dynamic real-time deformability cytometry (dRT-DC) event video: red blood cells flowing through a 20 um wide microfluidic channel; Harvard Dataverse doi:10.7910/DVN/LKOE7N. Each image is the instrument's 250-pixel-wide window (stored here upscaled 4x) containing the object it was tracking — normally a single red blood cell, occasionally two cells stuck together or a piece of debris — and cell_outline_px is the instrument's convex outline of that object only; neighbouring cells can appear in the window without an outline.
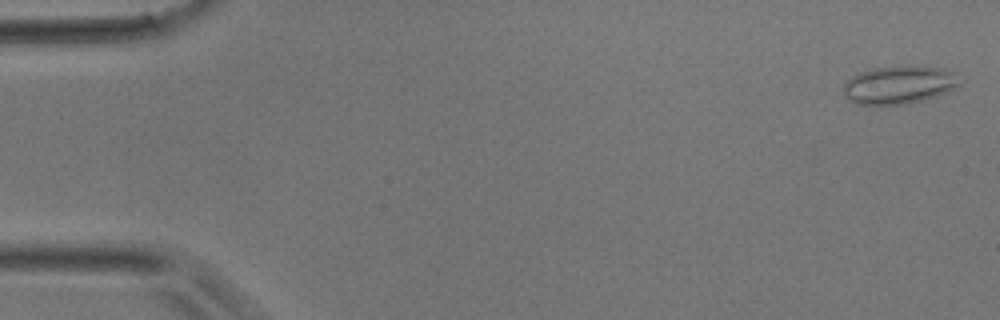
{"species": "common noctule bat (a hibernating species)", "species_latin": "Nyctalus noctula", "temperature_condition": "room temperature", "stored_images_in_passage": 5, "camera_frame_rate_fps": 3000, "um_per_image_px": 0.085, "animal": {"sex": "male", "body_mass_g": 17.9}, "frame": {"image": 1, "passage_image": 1, "time_ms": 0.0, "image_size_px": [1000, 320], "cell_outline_px": [[960, 84], [956, 88], [936, 96], [904, 104], [856, 104], [848, 100], [844, 96], [844, 84], [852, 76], [860, 72], [872, 68], [912, 64], [916, 64], [944, 68], [956, 72]], "centroid_in_image_um": [76.45, 7.17], "position_along_channel_um": 8.6, "area_um2": 26.13}}